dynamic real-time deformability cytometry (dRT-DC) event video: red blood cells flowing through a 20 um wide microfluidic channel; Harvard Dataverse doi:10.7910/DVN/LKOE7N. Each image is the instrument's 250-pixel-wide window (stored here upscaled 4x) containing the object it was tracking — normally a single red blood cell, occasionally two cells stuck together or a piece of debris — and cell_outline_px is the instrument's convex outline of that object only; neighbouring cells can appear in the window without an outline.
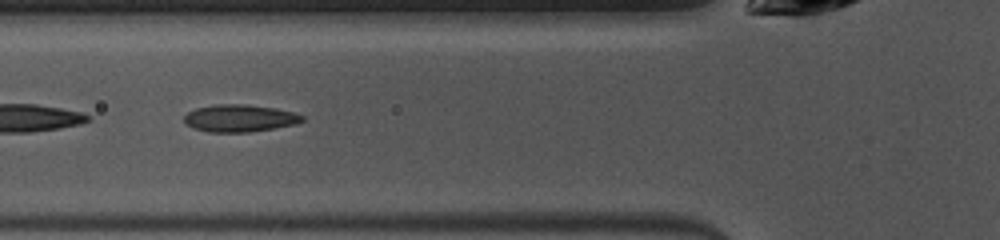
{"species": "common noctule bat (a hibernating species)", "species_latin": "Nyctalus noctula", "temperature_condition": "warm", "stored_images_in_passage": 48, "camera_frame_rate_fps": 3000, "um_per_image_px": 0.085, "animal": {"sex": "female", "body_mass_g": 10.0, "forearm_length_mm": 53.1}, "frame": {"image": 1, "passage_image": 16, "time_ms": 5.0, "image_size_px": [1000, 240], "cell_outline_px": [[304, 120], [296, 124], [248, 132], [208, 132], [192, 128], [184, 124], [184, 116], [188, 112], [196, 108], [216, 104], [244, 104], [276, 108], [292, 112], [304, 116]], "centroid_in_image_um": [20.33, 10.05], "position_along_channel_um": 105.5, "area_um2": 18.79}}
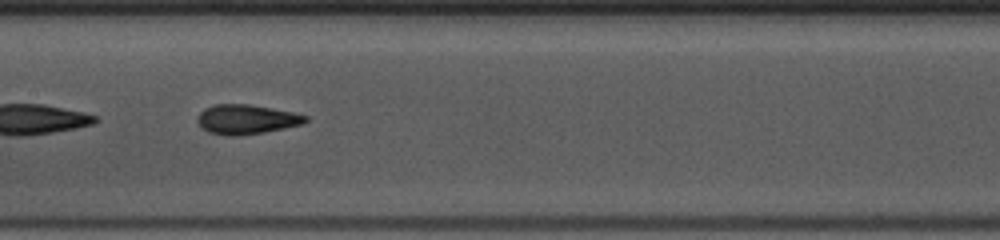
{"frame": {"image": 2, "passage_image": 22, "time_ms": 7.0, "image_size_px": [1000, 240], "cell_outline_px": [[308, 120], [304, 124], [264, 132], [240, 136], [228, 136], [208, 132], [200, 128], [196, 120], [196, 116], [204, 108], [212, 104], [248, 104], [272, 108], [292, 112], [308, 116]], "centroid_in_image_um": [20.9, 10.15], "position_along_channel_um": 186.5, "area_um2": 18.9}}
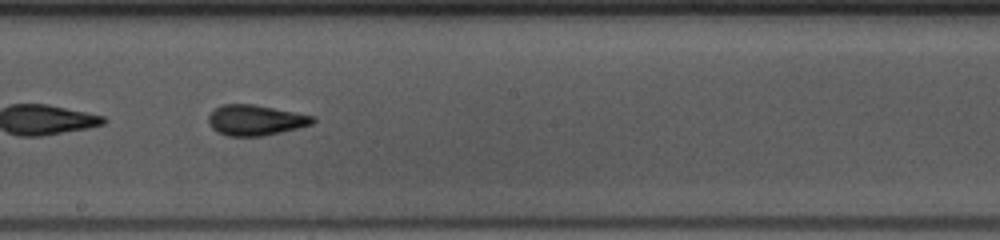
{"frame": {"image": 3, "passage_image": 25, "time_ms": 8.0, "image_size_px": [1000, 240], "cell_outline_px": [[316, 120], [312, 124], [264, 136], [228, 136], [216, 132], [212, 128], [208, 120], [208, 116], [216, 108], [224, 104], [252, 104], [316, 116]], "centroid_in_image_um": [21.72, 10.22], "position_along_channel_um": 226.5, "area_um2": 18.44}, "authors_computed_cell_mechanics": {"area_um2": 18.7272, "velocity_mm_per_s": 4.0107, "shape_relaxation_time_tau1_ms": 5.7074, "shape_relaxation_time_tau2_ms": 1.7645, "deformation_change_tau1": 0.1563, "deformation_change_tau2": 0.0979}}